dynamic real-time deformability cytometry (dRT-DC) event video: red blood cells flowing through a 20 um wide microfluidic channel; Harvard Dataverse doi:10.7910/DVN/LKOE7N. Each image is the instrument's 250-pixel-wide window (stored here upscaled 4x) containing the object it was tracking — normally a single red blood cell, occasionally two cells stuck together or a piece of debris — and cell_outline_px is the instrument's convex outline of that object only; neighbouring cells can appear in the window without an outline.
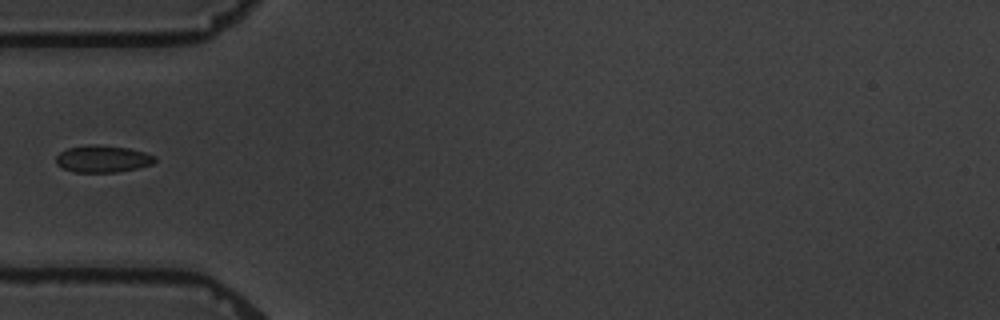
{"species": "common noctule bat (a hibernating species)", "species_latin": "Nyctalus noctula", "temperature_condition": "warm", "stored_images_in_passage": 1, "camera_frame_rate_fps": 3000, "um_per_image_px": 0.085, "animal": {"sex": "male", "body_mass_g": 19.5, "forearm_length_mm": 54.6}, "frame": {"image": 1, "passage_image": 1, "time_ms": 0.0, "image_size_px": [1000, 320], "cell_outline_px": [[156, 160], [152, 164], [136, 168], [116, 172], [72, 172], [56, 164], [56, 156], [60, 152], [68, 148], [88, 144], [96, 144], [128, 148], [144, 152], [156, 156]], "centroid_in_image_um": [8.71, 13.5], "position_along_channel_um": 76.3, "area_um2": 15.55}}